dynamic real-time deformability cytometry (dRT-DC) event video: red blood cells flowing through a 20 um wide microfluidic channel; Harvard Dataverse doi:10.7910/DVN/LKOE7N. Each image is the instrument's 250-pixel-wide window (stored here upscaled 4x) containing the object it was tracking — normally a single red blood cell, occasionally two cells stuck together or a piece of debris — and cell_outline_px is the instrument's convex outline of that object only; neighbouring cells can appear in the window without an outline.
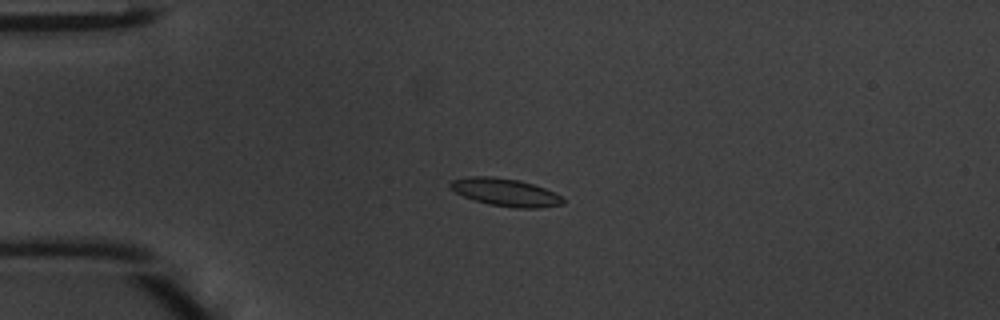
{"species": "common noctule bat (a hibernating species)", "species_latin": "Nyctalus noctula", "temperature_condition": "warm", "stored_images_in_passage": 39, "camera_frame_rate_fps": 3000, "um_per_image_px": 0.085, "animal": {"sex": "male", "body_mass_g": 20.1, "forearm_length_mm": 53.5}, "frame": {"image": 1, "passage_image": 3, "time_ms": 0.667, "image_size_px": [1000, 320], "cell_outline_px": [[564, 204], [540, 208], [512, 208], [488, 204], [464, 196], [456, 192], [448, 184], [452, 180], [468, 176], [492, 176], [520, 180], [544, 188], [560, 196], [564, 200]], "centroid_in_image_um": [42.96, 16.34], "position_along_channel_um": 42.0, "area_um2": 18.09}}
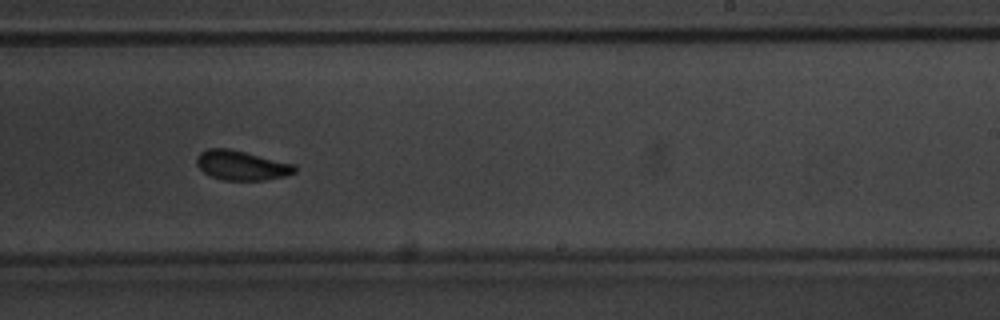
{"frame": {"image": 2, "passage_image": 21, "time_ms": 6.667, "image_size_px": [1000, 320], "cell_outline_px": [[296, 172], [284, 176], [264, 180], [224, 180], [212, 176], [204, 172], [196, 164], [196, 156], [200, 152], [208, 148], [228, 148], [296, 164]], "centroid_in_image_um": [20.53, 14.05], "position_along_channel_um": 268.5, "area_um2": 16.88}}
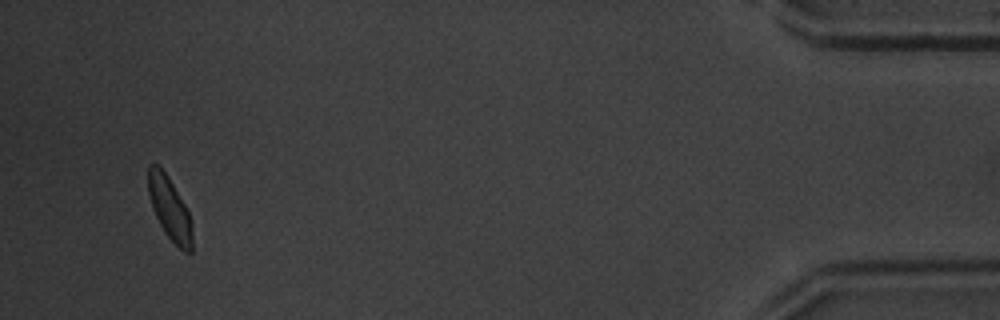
{"frame": {"image": 3, "passage_image": 37, "time_ms": 12.0, "image_size_px": [1000, 320], "cell_outline_px": [[192, 252], [184, 252], [164, 232], [152, 208], [148, 192], [148, 164], [156, 164], [168, 176], [184, 204], [188, 212], [192, 224]], "centroid_in_image_um": [14.42, 17.72], "position_along_channel_um": 420.8, "area_um2": 15.9}, "authors_computed_cell_mechanics": {"area_um2": 16.8776, "velocity_mm_per_s": 4.2311, "shape_relaxation_time_tau1_ms": 1.6884, "shape_relaxation_time_tau2_ms": 1.1732, "deformation_change_tau1": 0.1018, "deformation_change_tau2": 0.0546}}